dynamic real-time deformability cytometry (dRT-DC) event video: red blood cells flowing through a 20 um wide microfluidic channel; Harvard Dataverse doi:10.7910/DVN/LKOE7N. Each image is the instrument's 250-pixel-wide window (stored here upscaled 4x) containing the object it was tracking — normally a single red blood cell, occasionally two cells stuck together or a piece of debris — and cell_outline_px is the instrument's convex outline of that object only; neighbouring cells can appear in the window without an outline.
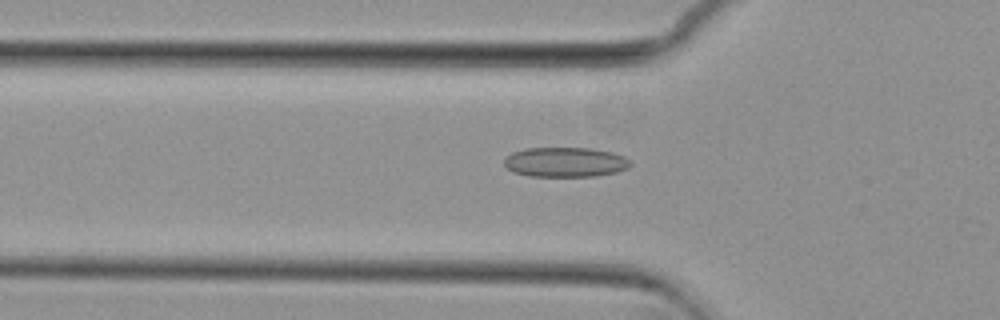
{"species": "common noctule bat (a hibernating species)", "species_latin": "Nyctalus noctula", "temperature_condition": "cold", "stored_images_in_passage": 28, "camera_frame_rate_fps": 3000, "um_per_image_px": 0.085, "animal": {"sex": "female", "body_mass_g": 29.2, "forearm_length_mm": 56.3}, "frame": {"image": 1, "passage_image": 19, "time_ms": 6.0, "image_size_px": [1000, 320], "cell_outline_px": [[628, 164], [624, 168], [616, 172], [592, 176], [532, 176], [516, 172], [508, 168], [504, 164], [504, 160], [512, 152], [528, 148], [584, 148], [612, 152], [624, 156], [628, 160]], "centroid_in_image_um": [48.01, 13.77], "position_along_channel_um": 77.8, "area_um2": 21.33}}
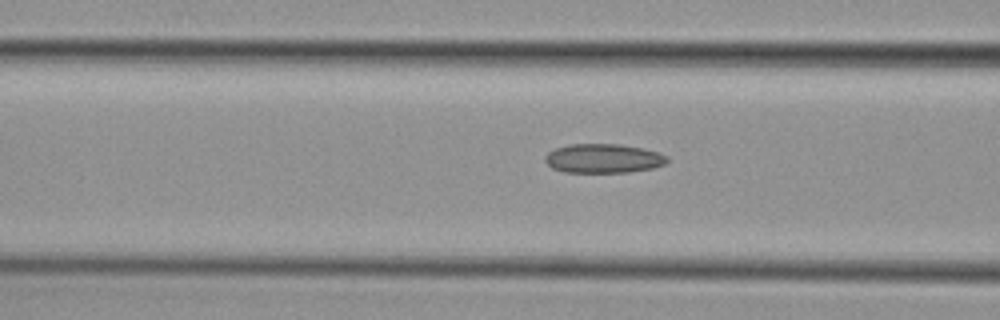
{"frame": {"image": 2, "passage_image": 22, "time_ms": 7.0, "image_size_px": [1000, 320], "cell_outline_px": [[668, 160], [664, 164], [652, 168], [624, 172], [568, 172], [552, 168], [544, 160], [548, 152], [556, 148], [572, 144], [616, 144], [640, 148], [656, 152], [668, 156]], "centroid_in_image_um": [51.26, 13.46], "position_along_channel_um": 115.3, "area_um2": 20.35}}
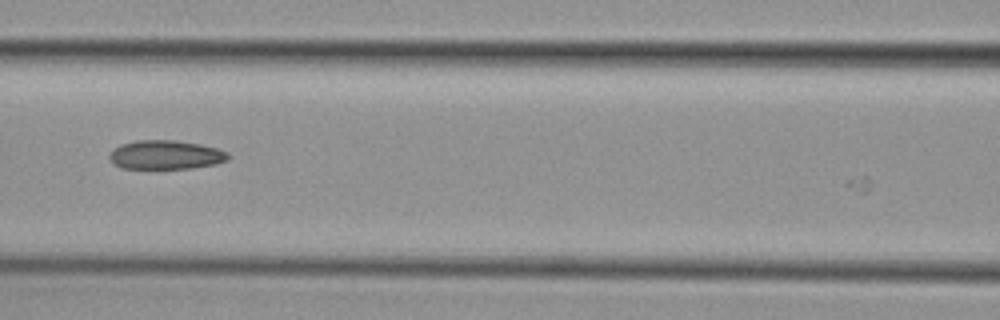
{"frame": {"image": 3, "passage_image": 25, "time_ms": 8.0, "image_size_px": [1000, 320], "cell_outline_px": [[228, 156], [224, 160], [212, 164], [188, 168], [124, 168], [116, 164], [112, 160], [112, 152], [116, 148], [124, 144], [140, 140], [172, 140], [200, 144], [216, 148], [224, 152]], "centroid_in_image_um": [14.09, 13.15], "position_along_channel_um": 152.5, "area_um2": 19.07}}